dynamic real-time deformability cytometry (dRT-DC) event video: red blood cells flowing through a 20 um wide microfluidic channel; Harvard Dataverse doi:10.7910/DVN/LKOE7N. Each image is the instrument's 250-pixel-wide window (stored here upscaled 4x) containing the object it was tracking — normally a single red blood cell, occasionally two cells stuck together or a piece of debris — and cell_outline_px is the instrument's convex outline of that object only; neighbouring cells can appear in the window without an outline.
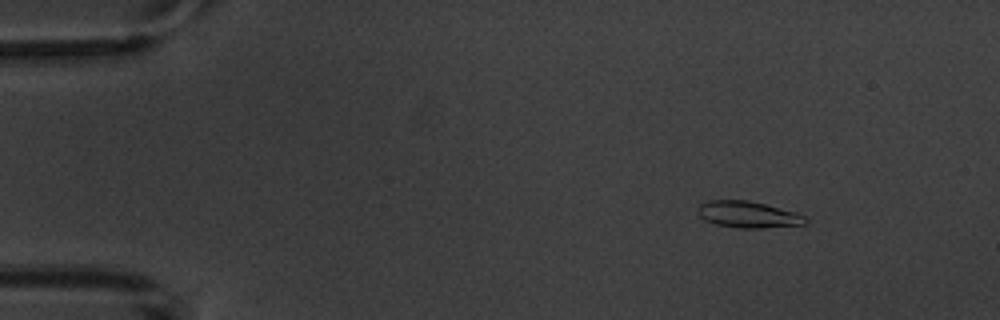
{"species": "common noctule bat (a hibernating species)", "species_latin": "Nyctalus noctula", "temperature_condition": "warm", "stored_images_in_passage": 7, "camera_frame_rate_fps": 3000, "um_per_image_px": 0.085, "animal": {"sex": "male", "body_mass_g": 20.1, "forearm_length_mm": 53.5}, "frame": {"image": 1, "passage_image": 3, "time_ms": 2.333, "image_size_px": [1000, 320], "cell_outline_px": [[808, 220], [804, 224], [760, 228], [736, 228], [716, 224], [704, 220], [700, 216], [696, 208], [700, 204], [708, 200], [748, 200], [796, 212], [804, 216]], "centroid_in_image_um": [63.54, 18.23], "position_along_channel_um": 21.5, "area_um2": 16.59}}